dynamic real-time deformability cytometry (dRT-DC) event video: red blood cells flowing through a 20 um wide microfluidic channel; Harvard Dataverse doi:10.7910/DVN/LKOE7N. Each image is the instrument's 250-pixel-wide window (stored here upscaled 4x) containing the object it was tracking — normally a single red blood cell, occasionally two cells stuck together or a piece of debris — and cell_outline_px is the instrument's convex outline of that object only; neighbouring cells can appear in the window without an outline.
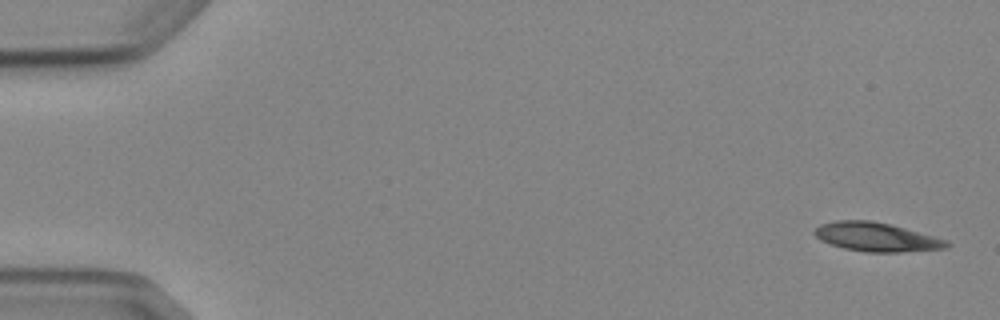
{"species": "Egyptian fruit bat (a non-hibernating species)", "species_latin": "Rousettus aegyptiacus", "temperature_condition": "cold", "stored_images_in_passage": 5, "camera_frame_rate_fps": 3000, "um_per_image_px": 0.085, "animal": {"sex": "female"}, "frame": {"image": 1, "passage_image": 1, "time_ms": 0.0, "image_size_px": [1000, 320], "cell_outline_px": [[952, 244], [948, 248], [900, 252], [864, 252], [844, 248], [820, 240], [812, 232], [820, 224], [836, 220], [872, 220], [892, 224], [948, 240]], "centroid_in_image_um": [74.52, 20.14], "position_along_channel_um": 10.5, "area_um2": 22.43}}
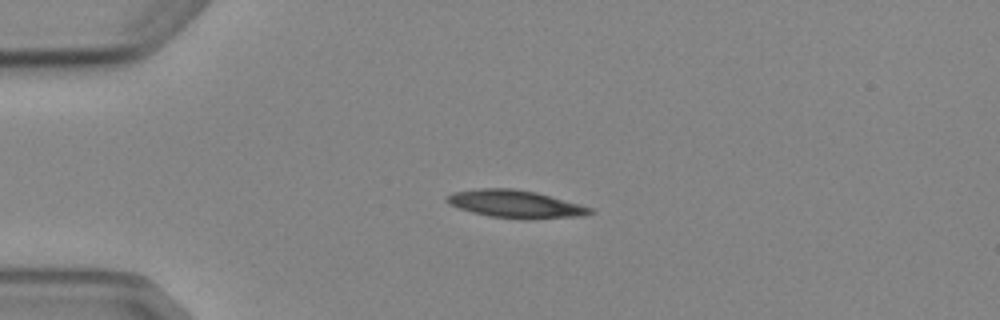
{"frame": {"image": 2, "passage_image": 4, "time_ms": 3.667, "image_size_px": [1000, 320], "cell_outline_px": [[596, 212], [584, 216], [532, 220], [524, 220], [488, 216], [472, 212], [448, 204], [444, 200], [444, 196], [452, 192], [480, 188], [512, 188], [536, 192], [580, 204], [592, 208]], "centroid_in_image_um": [43.82, 17.36], "position_along_channel_um": 41.2, "area_um2": 23.58}}